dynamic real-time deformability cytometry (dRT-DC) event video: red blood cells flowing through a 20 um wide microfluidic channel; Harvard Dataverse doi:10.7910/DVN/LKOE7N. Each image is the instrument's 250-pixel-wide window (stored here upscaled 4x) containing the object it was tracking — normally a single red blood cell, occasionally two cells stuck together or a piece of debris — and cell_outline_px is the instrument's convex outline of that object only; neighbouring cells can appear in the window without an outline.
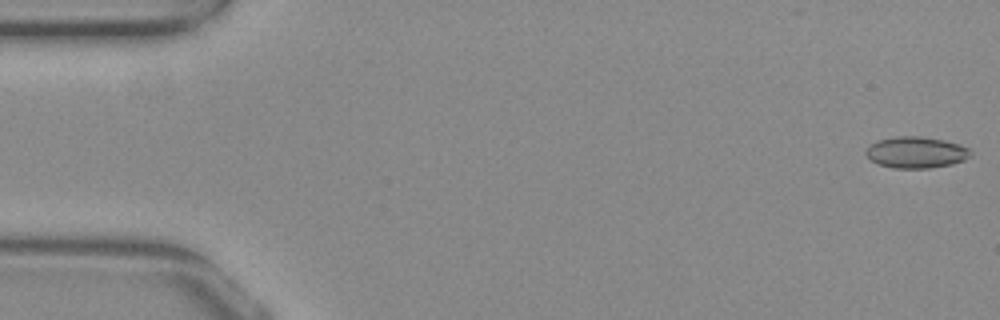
{"species": "common noctule bat (a hibernating species)", "species_latin": "Nyctalus noctula", "temperature_condition": "warm", "stored_images_in_passage": 53, "camera_frame_rate_fps": 3000, "um_per_image_px": 0.085, "animal": {"sex": "female", "body_mass_g": 29.2, "forearm_length_mm": 56.3}, "frame": {"image": 1, "passage_image": 1, "time_ms": 0.0, "image_size_px": [1000, 320], "cell_outline_px": [[972, 156], [964, 160], [952, 164], [928, 168], [892, 168], [880, 164], [872, 160], [864, 152], [872, 144], [880, 140], [900, 136], [920, 136], [944, 140], [968, 148], [972, 152]], "centroid_in_image_um": [77.91, 12.96], "position_along_channel_um": 7.1, "area_um2": 18.84}}
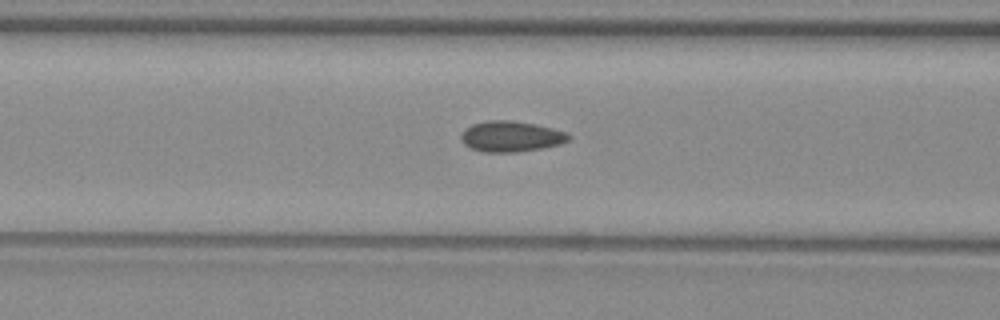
{"frame": {"image": 2, "passage_image": 21, "time_ms": 6.667, "image_size_px": [1000, 320], "cell_outline_px": [[572, 136], [568, 140], [560, 144], [540, 148], [516, 152], [484, 152], [472, 148], [464, 144], [460, 140], [460, 136], [464, 128], [472, 124], [488, 120], [512, 120], [536, 124], [552, 128], [564, 132]], "centroid_in_image_um": [43.4, 11.58], "position_along_channel_um": 123.2, "area_um2": 19.25}}
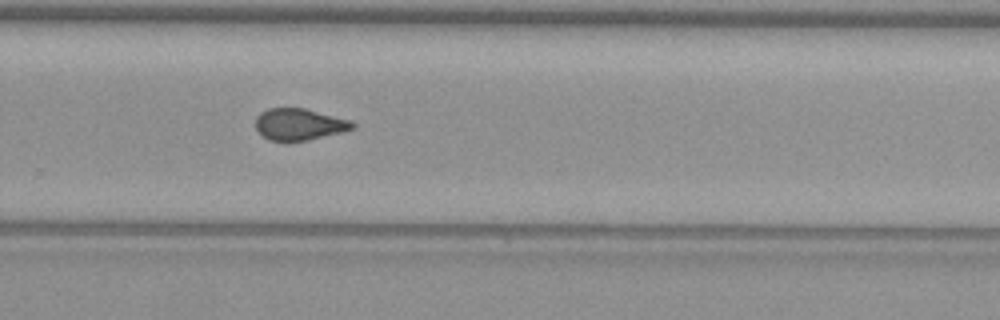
{"frame": {"image": 3, "passage_image": 35, "time_ms": 11.333, "image_size_px": [1000, 320], "cell_outline_px": [[356, 128], [344, 132], [308, 140], [268, 140], [256, 128], [256, 116], [260, 112], [268, 108], [304, 108], [348, 120], [356, 124]], "centroid_in_image_um": [25.44, 10.56], "position_along_channel_um": 304.4, "area_um2": 17.69}, "authors_computed_cell_mechanics": {"area_um2": 18.5538, "velocity_mm_per_s": 3.8958, "shape_relaxation_time_tau1_ms": null, "shape_relaxation_time_tau2_ms": 1.2518, "deformation_change_tau1": null, "deformation_change_tau2": 0.0812}}